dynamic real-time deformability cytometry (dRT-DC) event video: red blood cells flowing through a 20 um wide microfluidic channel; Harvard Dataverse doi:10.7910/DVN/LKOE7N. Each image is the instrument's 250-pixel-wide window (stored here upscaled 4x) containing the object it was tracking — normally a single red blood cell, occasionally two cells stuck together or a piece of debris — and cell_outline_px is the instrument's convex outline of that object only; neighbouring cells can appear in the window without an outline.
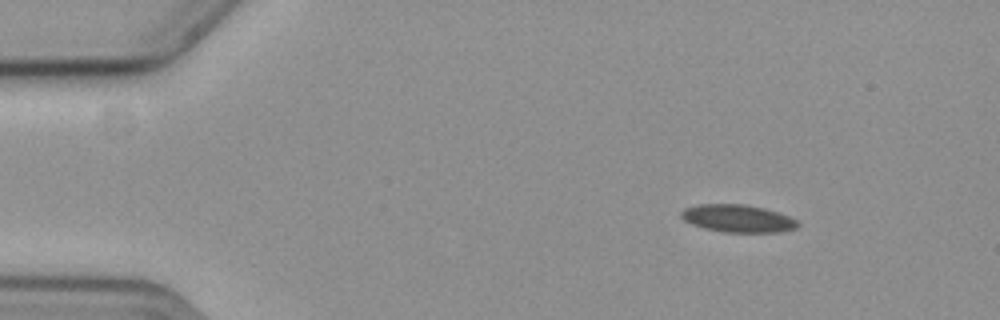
{"species": "common noctule bat (a hibernating species)", "species_latin": "Nyctalus noctula", "temperature_condition": "cold", "stored_images_in_passage": 10, "camera_frame_rate_fps": 3000, "um_per_image_px": 0.085, "animal": {"sex": "female", "body_mass_g": 19.3, "forearm_length_mm": 54.1}, "frame": {"image": 1, "passage_image": 1, "time_ms": 0.0, "image_size_px": [1000, 320], "cell_outline_px": [[800, 224], [796, 228], [784, 232], [724, 232], [704, 228], [692, 224], [684, 220], [680, 216], [680, 212], [684, 208], [700, 204], [744, 204], [764, 208], [788, 216], [796, 220]], "centroid_in_image_um": [62.7, 18.57], "position_along_channel_um": 22.3, "area_um2": 18.73}}